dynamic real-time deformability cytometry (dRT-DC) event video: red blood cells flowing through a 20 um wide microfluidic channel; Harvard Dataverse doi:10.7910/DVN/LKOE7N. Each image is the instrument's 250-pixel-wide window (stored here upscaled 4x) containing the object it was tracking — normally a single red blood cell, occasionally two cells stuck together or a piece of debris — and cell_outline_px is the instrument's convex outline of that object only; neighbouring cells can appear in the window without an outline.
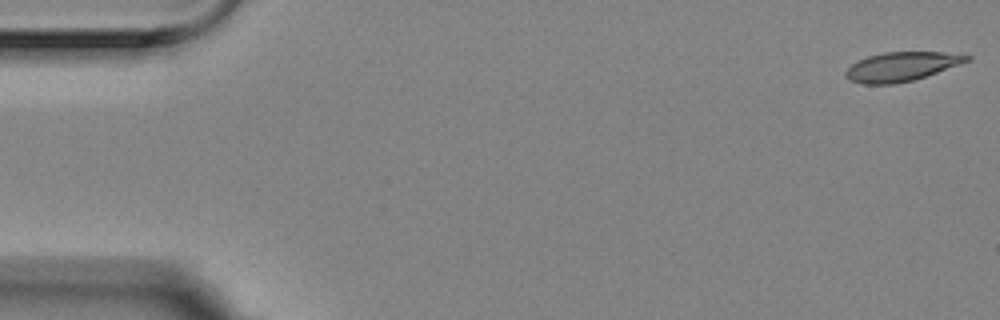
{"species": "Egyptian fruit bat (a non-hibernating species)", "species_latin": "Rousettus aegyptiacus", "temperature_condition": "room temperature", "stored_images_in_passage": 3, "camera_frame_rate_fps": 3000, "um_per_image_px": 0.085, "animal": {"sex": "female"}, "frame": {"image": 1, "passage_image": 1, "time_ms": 0.0, "image_size_px": [1000, 320], "cell_outline_px": [[972, 60], [912, 80], [892, 84], [864, 84], [848, 80], [844, 76], [844, 72], [852, 64], [868, 56], [884, 52], [944, 52], [972, 56]], "centroid_in_image_um": [76.6, 5.66], "position_along_channel_um": 8.4, "area_um2": 20.35}}